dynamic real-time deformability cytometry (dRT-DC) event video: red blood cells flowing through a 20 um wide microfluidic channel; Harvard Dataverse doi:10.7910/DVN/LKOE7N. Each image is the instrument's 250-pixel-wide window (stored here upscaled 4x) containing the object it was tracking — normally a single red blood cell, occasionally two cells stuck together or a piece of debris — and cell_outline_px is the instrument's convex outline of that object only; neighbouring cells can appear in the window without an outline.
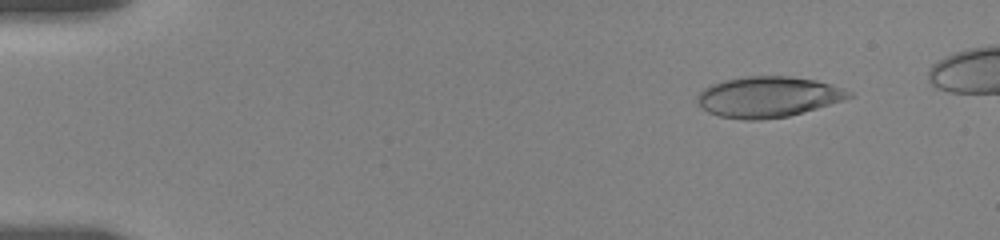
{"species": "human", "species_latin": "Homo sapiens", "temperature_condition": "room temperature", "stored_images_in_passage": 19, "camera_frame_rate_fps": 3000, "um_per_image_px": 0.085, "donor": {"sex": "female"}, "frame": {"image": 1, "passage_image": 2, "time_ms": 1.0, "image_size_px": [1000, 240], "cell_outline_px": [[852, 96], [844, 100], [788, 116], [760, 120], [744, 120], [720, 116], [708, 112], [696, 100], [696, 96], [704, 88], [712, 84], [724, 80], [744, 76], [788, 76], [816, 80], [832, 84], [852, 92]], "centroid_in_image_um": [65.28, 8.23], "position_along_channel_um": 19.7, "area_um2": 35.84}}
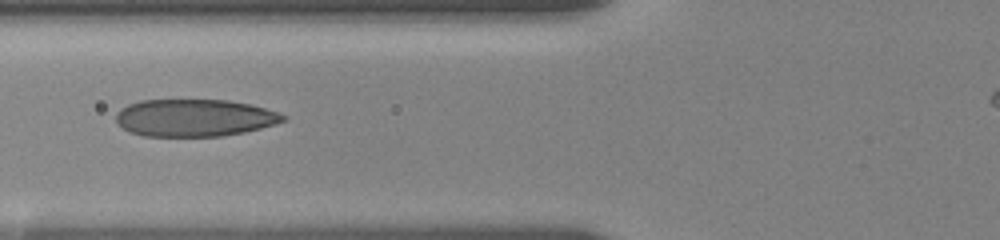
{"frame": {"image": 2, "passage_image": 14, "time_ms": 6.333, "image_size_px": [1000, 240], "cell_outline_px": [[288, 120], [276, 124], [244, 132], [220, 136], [144, 136], [128, 132], [116, 124], [116, 112], [120, 108], [128, 104], [140, 100], [228, 100], [248, 104], [264, 108], [288, 116]], "centroid_in_image_um": [16.49, 10.02], "position_along_channel_um": 109.3, "area_um2": 36.53}}
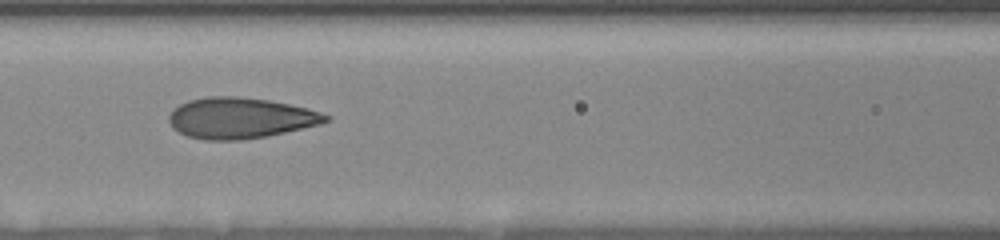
{"frame": {"image": 3, "passage_image": 17, "time_ms": 7.333, "image_size_px": [1000, 240], "cell_outline_px": [[332, 120], [320, 124], [268, 136], [240, 140], [204, 140], [188, 136], [172, 128], [168, 120], [168, 116], [180, 104], [188, 100], [208, 96], [236, 96], [268, 100], [308, 108], [332, 116]], "centroid_in_image_um": [20.44, 10.03], "position_along_channel_um": 146.2, "area_um2": 37.4}}